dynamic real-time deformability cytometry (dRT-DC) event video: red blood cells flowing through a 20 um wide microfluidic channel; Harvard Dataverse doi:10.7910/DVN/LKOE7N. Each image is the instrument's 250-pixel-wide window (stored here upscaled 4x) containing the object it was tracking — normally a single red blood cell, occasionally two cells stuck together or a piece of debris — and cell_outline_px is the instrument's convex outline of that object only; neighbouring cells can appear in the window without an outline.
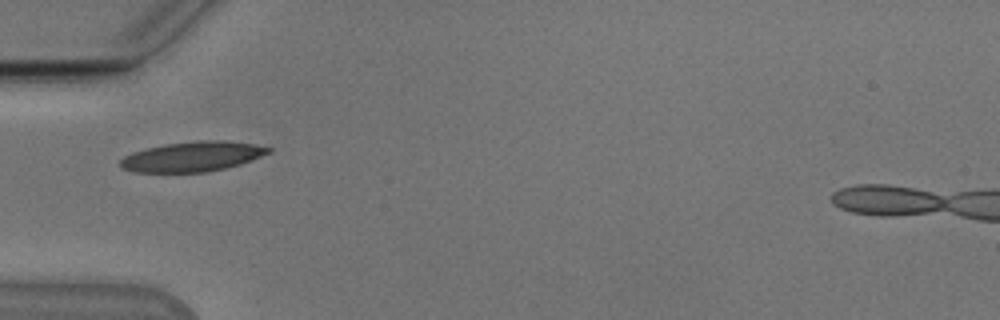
{"species": "Egyptian fruit bat (a non-hibernating species)", "species_latin": "Rousettus aegyptiacus", "temperature_condition": "cold", "stored_images_in_passage": 26, "camera_frame_rate_fps": 3000, "um_per_image_px": 0.085, "animal": {"sex": "male"}, "frame": {"image": 1, "passage_image": 1, "time_ms": 0.0, "image_size_px": [1000, 320], "cell_outline_px": [[272, 152], [240, 164], [224, 168], [204, 172], [136, 172], [124, 168], [120, 164], [120, 160], [124, 156], [132, 152], [164, 144], [200, 140], [224, 140], [252, 144], [272, 148]], "centroid_in_image_um": [16.37, 13.3], "position_along_channel_um": 68.6, "area_um2": 25.61}}
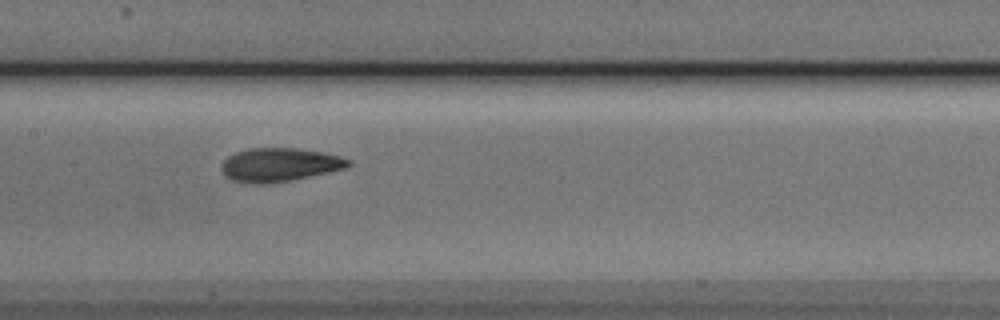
{"frame": {"image": 2, "passage_image": 10, "time_ms": 3.0, "image_size_px": [1000, 320], "cell_outline_px": [[352, 164], [344, 168], [328, 172], [268, 184], [252, 184], [232, 180], [224, 176], [220, 168], [220, 164], [228, 156], [236, 152], [248, 148], [292, 148], [320, 152], [340, 156], [352, 160]], "centroid_in_image_um": [23.7, 14.01], "position_along_channel_um": 183.7, "area_um2": 24.74}}
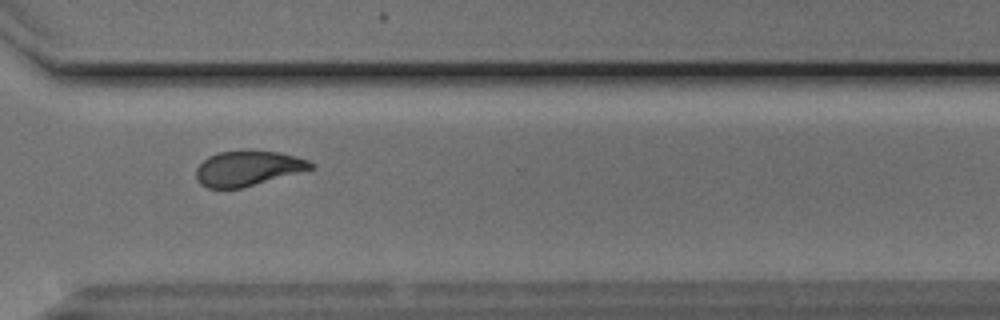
{"frame": {"image": 3, "passage_image": 23, "time_ms": 7.333, "image_size_px": [1000, 320], "cell_outline_px": [[316, 168], [240, 188], [208, 188], [200, 184], [196, 180], [196, 168], [208, 156], [220, 152], [248, 148], [252, 148], [276, 152], [296, 156], [308, 160], [316, 164]], "centroid_in_image_um": [21.08, 14.27], "position_along_channel_um": 349.5, "area_um2": 23.87}, "authors_computed_cell_mechanics": {"area_um2": 24.0448, "velocity_mm_per_s": 3.8346, "shape_relaxation_time_tau1_ms": 4.6214, "shape_relaxation_time_tau2_ms": 1.539, "deformation_change_tau1": 0.1564, "deformation_change_tau2": 0.072}}